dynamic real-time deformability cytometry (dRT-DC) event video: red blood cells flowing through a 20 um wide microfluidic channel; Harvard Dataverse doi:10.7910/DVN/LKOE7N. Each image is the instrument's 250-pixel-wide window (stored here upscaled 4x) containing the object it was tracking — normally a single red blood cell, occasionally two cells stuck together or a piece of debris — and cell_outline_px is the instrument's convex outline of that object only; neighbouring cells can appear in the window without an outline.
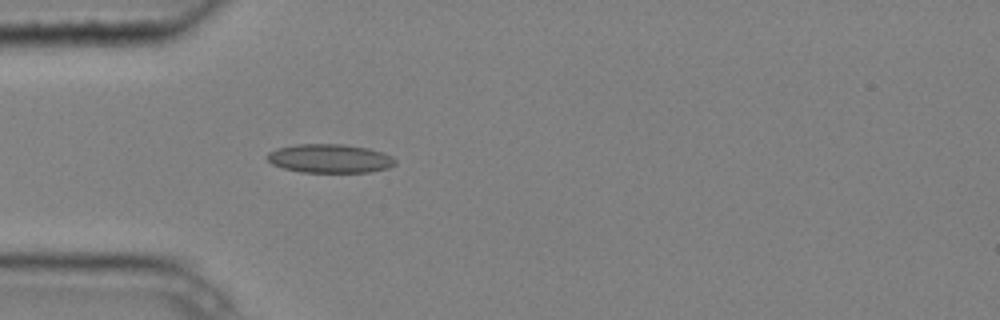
{"species": "common noctule bat (a hibernating species)", "species_latin": "Nyctalus noctula", "temperature_condition": "cold", "stored_images_in_passage": 1, "camera_frame_rate_fps": 3000, "um_per_image_px": 0.085, "animal": {"sex": "male", "body_mass_g": 20.4}, "frame": {"image": 1, "passage_image": 1, "time_ms": 0.0, "image_size_px": [1000, 320], "cell_outline_px": [[396, 164], [388, 168], [368, 172], [300, 172], [284, 168], [272, 164], [264, 156], [268, 152], [276, 148], [296, 144], [344, 144], [368, 148], [384, 152], [392, 156], [396, 160]], "centroid_in_image_um": [28.02, 13.46], "position_along_channel_um": 57.0, "area_um2": 21.68}}